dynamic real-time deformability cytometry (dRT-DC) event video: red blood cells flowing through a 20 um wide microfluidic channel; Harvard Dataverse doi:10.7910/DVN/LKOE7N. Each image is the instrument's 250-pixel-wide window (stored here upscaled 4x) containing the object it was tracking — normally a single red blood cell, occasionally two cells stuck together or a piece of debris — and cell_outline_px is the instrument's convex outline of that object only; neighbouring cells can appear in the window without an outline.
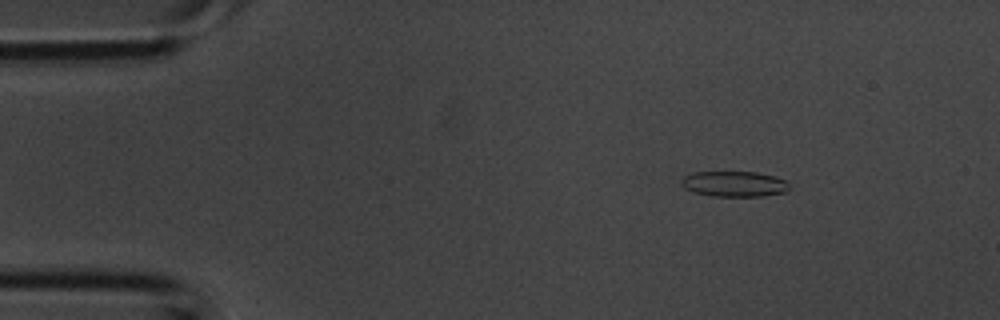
{"species": "common noctule bat (a hibernating species)", "species_latin": "Nyctalus noctula", "temperature_condition": "room temperature", "stored_images_in_passage": 38, "camera_frame_rate_fps": 3000, "um_per_image_px": 0.085, "animal": {"sex": "male", "body_mass_g": 20.1, "forearm_length_mm": 53.5}, "frame": {"image": 1, "passage_image": 6, "time_ms": 1.667, "image_size_px": [1000, 320], "cell_outline_px": [[788, 188], [784, 192], [764, 196], [712, 196], [696, 192], [684, 188], [680, 184], [680, 180], [684, 176], [692, 172], [756, 172], [776, 176], [788, 180]], "centroid_in_image_um": [62.41, 15.62], "position_along_channel_um": 22.6, "area_um2": 16.13}}
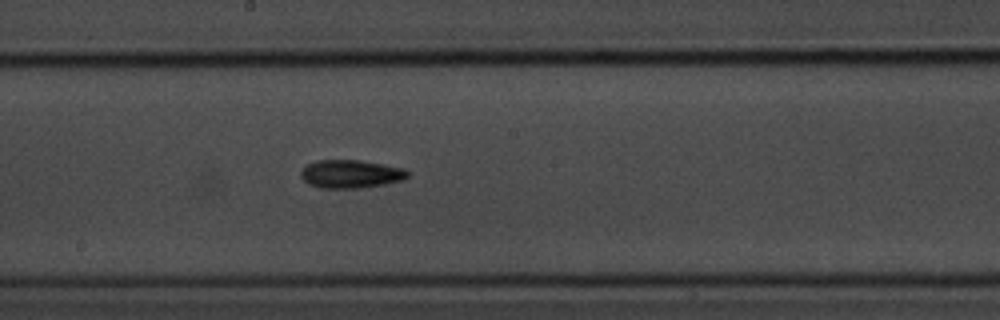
{"frame": {"image": 2, "passage_image": 21, "time_ms": 6.667, "image_size_px": [1000, 320], "cell_outline_px": [[412, 172], [404, 180], [384, 184], [356, 188], [320, 188], [308, 184], [300, 176], [300, 172], [308, 164], [316, 160], [360, 160], [384, 164], [404, 168]], "centroid_in_image_um": [29.84, 14.78], "position_along_channel_um": 218.4, "area_um2": 17.69}}
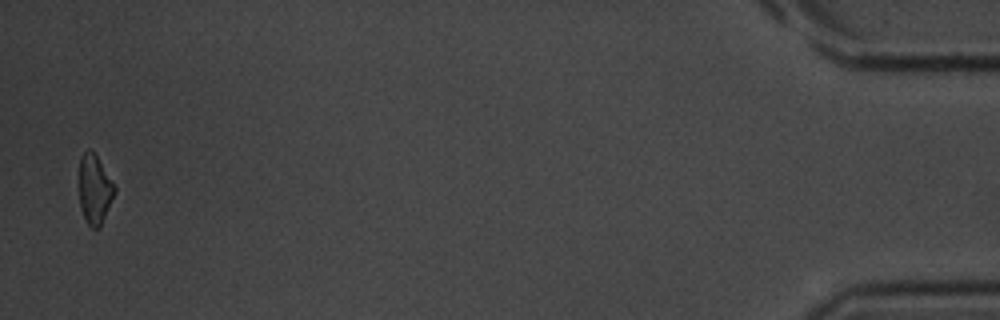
{"frame": {"image": 3, "passage_image": 38, "time_ms": 12.333, "image_size_px": [1000, 320], "cell_outline_px": [[116, 192], [100, 228], [92, 228], [88, 224], [80, 208], [80, 160], [84, 152], [88, 148], [96, 156], [116, 188]], "centroid_in_image_um": [8.05, 16.14], "position_along_channel_um": 427.1, "area_um2": 13.99}}